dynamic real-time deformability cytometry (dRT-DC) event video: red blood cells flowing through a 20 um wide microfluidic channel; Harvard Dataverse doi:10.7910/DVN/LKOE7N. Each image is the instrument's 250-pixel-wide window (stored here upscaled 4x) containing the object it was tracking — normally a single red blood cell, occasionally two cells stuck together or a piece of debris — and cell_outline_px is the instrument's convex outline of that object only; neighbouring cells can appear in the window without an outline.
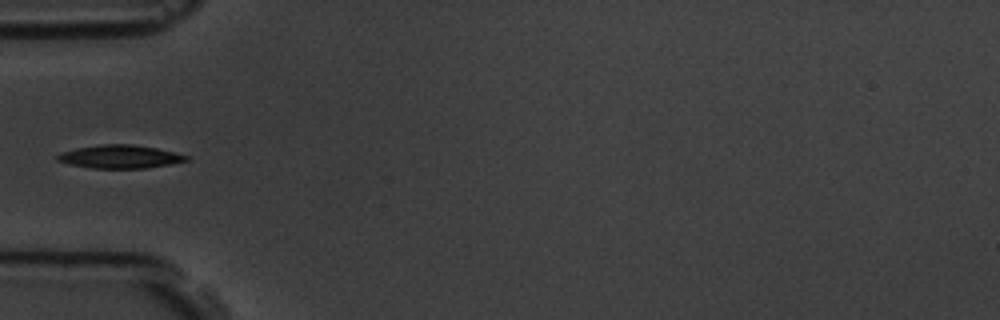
{"species": "common noctule bat (a hibernating species)", "species_latin": "Nyctalus noctula", "temperature_condition": "room temperature", "stored_images_in_passage": 40, "camera_frame_rate_fps": 3000, "um_per_image_px": 0.085, "animal": {"sex": "male", "body_mass_g": 19.5, "forearm_length_mm": 54.6}, "frame": {"image": 1, "passage_image": 1, "time_ms": 0.0, "image_size_px": [1000, 320], "cell_outline_px": [[188, 160], [172, 164], [144, 168], [92, 168], [72, 164], [56, 160], [56, 156], [60, 152], [76, 148], [100, 144], [132, 144], [156, 148], [188, 156]], "centroid_in_image_um": [10.17, 13.31], "position_along_channel_um": 74.8, "area_um2": 17.28}}
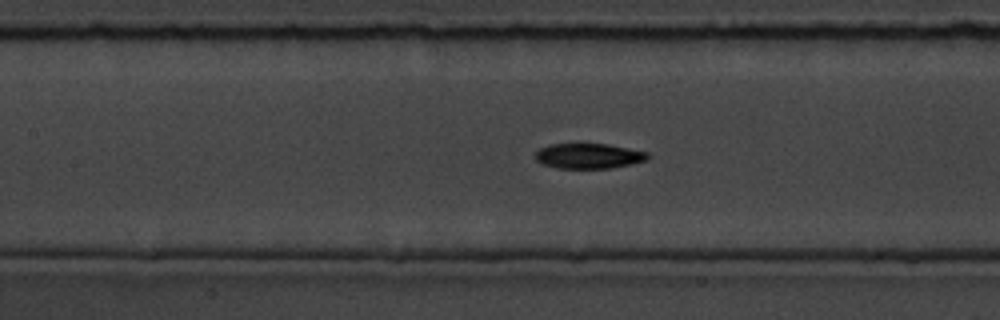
{"frame": {"image": 2, "passage_image": 8, "time_ms": 2.333, "image_size_px": [1000, 320], "cell_outline_px": [[648, 160], [612, 168], [556, 168], [544, 164], [536, 160], [536, 152], [540, 148], [548, 144], [608, 144], [648, 152]], "centroid_in_image_um": [50.04, 13.25], "position_along_channel_um": 157.4, "area_um2": 16.42}}
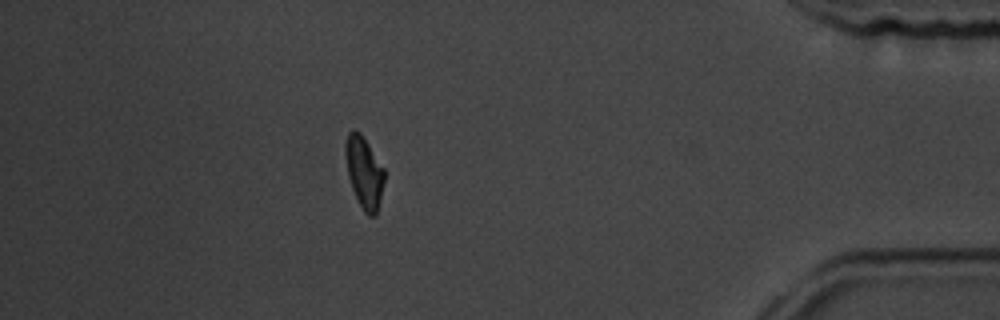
{"frame": {"image": 3, "passage_image": 33, "time_ms": 10.667, "image_size_px": [1000, 320], "cell_outline_px": [[384, 180], [380, 200], [376, 216], [368, 216], [364, 212], [352, 188], [348, 176], [344, 152], [344, 144], [348, 132], [352, 128], [360, 132], [384, 168]], "centroid_in_image_um": [30.93, 14.62], "position_along_channel_um": 404.3, "area_um2": 16.24}}